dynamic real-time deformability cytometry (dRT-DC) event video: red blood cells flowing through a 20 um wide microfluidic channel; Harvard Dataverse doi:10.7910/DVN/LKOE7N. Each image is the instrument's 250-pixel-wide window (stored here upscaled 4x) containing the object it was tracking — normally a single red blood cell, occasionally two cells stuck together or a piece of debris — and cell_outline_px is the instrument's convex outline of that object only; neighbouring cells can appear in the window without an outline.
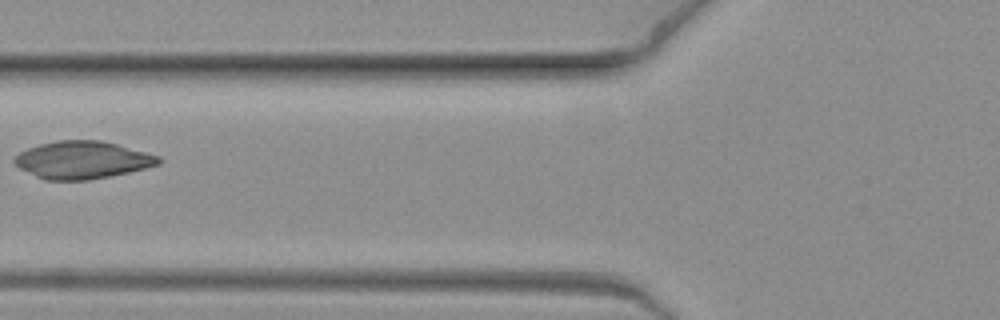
{"species": "common noctule bat (a hibernating species)", "species_latin": "Nyctalus noctula", "temperature_condition": "warm", "stored_images_in_passage": 5, "camera_frame_rate_fps": 3000, "um_per_image_px": 0.085, "animal": {"sex": "female", "body_mass_g": 19.3, "forearm_length_mm": 54.1}, "frame": {"image": 1, "passage_image": 3, "time_ms": 0.667, "image_size_px": [1000, 320], "cell_outline_px": [[160, 164], [128, 172], [88, 180], [44, 180], [20, 168], [12, 160], [20, 152], [28, 148], [40, 144], [60, 140], [100, 140], [116, 144], [160, 156]], "centroid_in_image_um": [6.99, 13.59], "position_along_channel_um": 118.8, "area_um2": 31.15}}
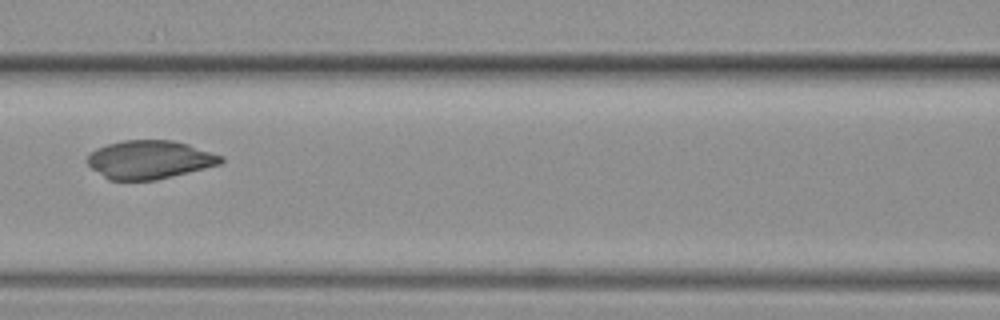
{"frame": {"image": 2, "passage_image": 4, "time_ms": 1.0, "image_size_px": [1000, 320], "cell_outline_px": [[224, 160], [220, 164], [156, 180], [108, 180], [92, 168], [88, 164], [88, 156], [96, 148], [108, 144], [124, 140], [172, 140], [188, 144], [224, 156]], "centroid_in_image_um": [12.72, 13.57], "position_along_channel_um": 153.9, "area_um2": 29.71}}